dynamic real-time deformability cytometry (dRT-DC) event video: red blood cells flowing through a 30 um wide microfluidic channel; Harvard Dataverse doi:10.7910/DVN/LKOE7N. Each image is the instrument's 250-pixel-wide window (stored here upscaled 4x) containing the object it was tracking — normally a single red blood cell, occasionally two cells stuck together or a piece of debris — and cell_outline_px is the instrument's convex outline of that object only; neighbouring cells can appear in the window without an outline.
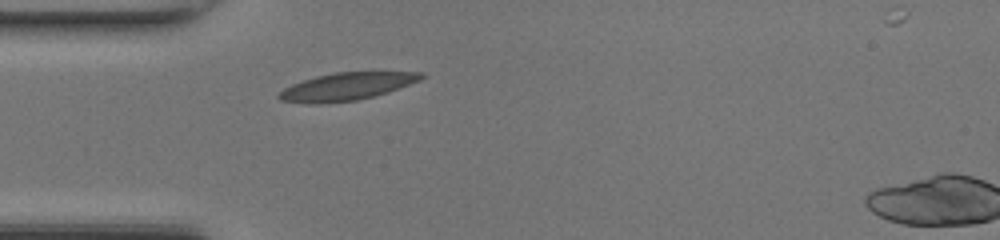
{"species": "common noctule bat (a hibernating species)", "species_latin": "Nyctalus noctula", "temperature_condition": "room temperature", "stored_images_in_passage": 32, "camera_frame_rate_fps": 3000, "um_per_image_px": 0.085, "animal": {"sex": "female", "body_mass_g": 17.0, "forearm_length_mm": 48.0}, "frame": {"image": 1, "passage_image": 1, "time_ms": 0.0, "image_size_px": [1000, 240], "cell_outline_px": [[420, 76], [412, 80], [392, 88], [380, 92], [348, 100], [292, 100], [280, 96], [284, 92], [300, 84], [324, 76], [348, 72], [396, 72]], "centroid_in_image_um": [29.51, 7.3], "position_along_channel_um": 55.5, "area_um2": 18.21}}
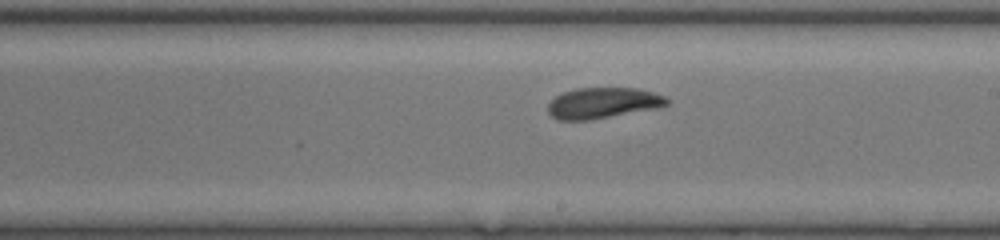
{"frame": {"image": 2, "passage_image": 14, "time_ms": 4.333, "image_size_px": [1000, 240], "cell_outline_px": [[664, 104], [596, 116], [556, 116], [552, 112], [552, 104], [560, 96], [572, 92], [600, 88], [616, 88], [640, 92], [656, 96], [664, 100]], "centroid_in_image_um": [51.2, 8.69], "position_along_channel_um": 237.8, "area_um2": 16.42}}
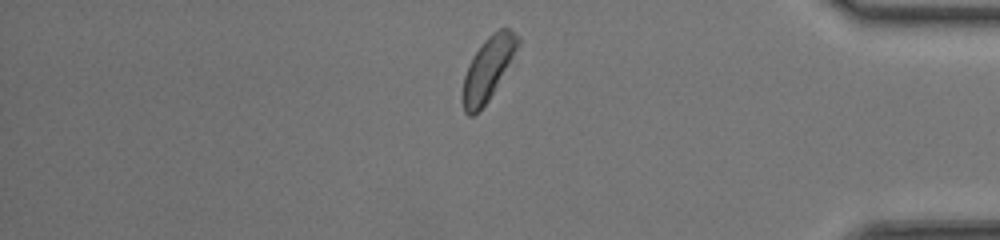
{"frame": {"image": 3, "passage_image": 27, "time_ms": 8.667, "image_size_px": [1000, 240], "cell_outline_px": [[512, 48], [508, 60], [484, 104], [476, 112], [468, 112], [464, 108], [464, 80], [468, 68], [472, 60], [480, 48], [492, 36], [512, 44]], "centroid_in_image_um": [41.22, 6.16], "position_along_channel_um": 394.0, "area_um2": 15.14}, "authors_computed_cell_mechanics": {"area_um2": 16.5308, "velocity_mm_per_s": 4.3213, "shape_relaxation_time_tau1_ms": null, "shape_relaxation_time_tau2_ms": 2.8961, "deformation_change_tau1": null, "deformation_change_tau2": 0.0825}}